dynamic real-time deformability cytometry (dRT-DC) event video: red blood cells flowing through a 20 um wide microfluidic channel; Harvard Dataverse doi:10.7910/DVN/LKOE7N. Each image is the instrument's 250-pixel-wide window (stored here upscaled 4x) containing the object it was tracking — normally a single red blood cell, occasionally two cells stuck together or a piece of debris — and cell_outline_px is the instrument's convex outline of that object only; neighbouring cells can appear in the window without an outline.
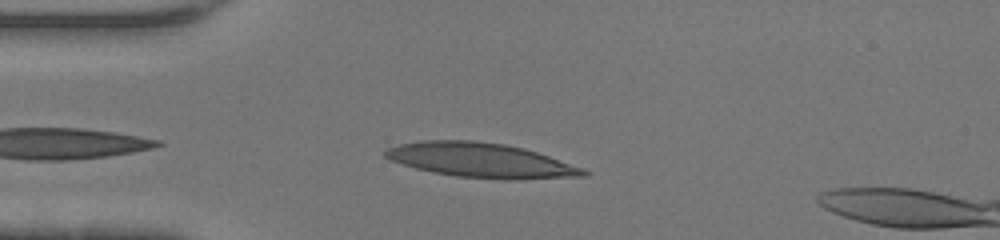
{"species": "human", "species_latin": "Homo sapiens", "temperature_condition": "warm", "stored_images_in_passage": 33, "camera_frame_rate_fps": 3000, "um_per_image_px": 0.085, "donor": {"sex": "female"}, "frame": {"image": 1, "passage_image": 2, "time_ms": 0.333, "image_size_px": [1000, 240], "cell_outline_px": [[592, 172], [588, 176], [516, 180], [512, 180], [456, 176], [432, 172], [416, 168], [392, 160], [384, 156], [384, 152], [388, 148], [400, 144], [420, 140], [472, 140], [504, 144], [524, 148], [584, 168]], "centroid_in_image_um": [40.93, 13.63], "position_along_channel_um": 44.1, "area_um2": 39.88}}
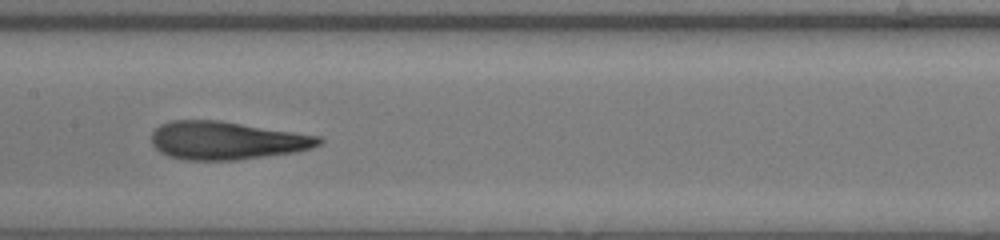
{"frame": {"image": 2, "passage_image": 13, "time_ms": 4.0, "image_size_px": [1000, 240], "cell_outline_px": [[324, 140], [320, 144], [312, 148], [296, 152], [236, 160], [188, 160], [168, 156], [160, 152], [152, 144], [152, 132], [160, 124], [168, 120], [220, 120], [320, 136]], "centroid_in_image_um": [19.26, 11.94], "position_along_channel_um": 188.1, "area_um2": 37.28}}
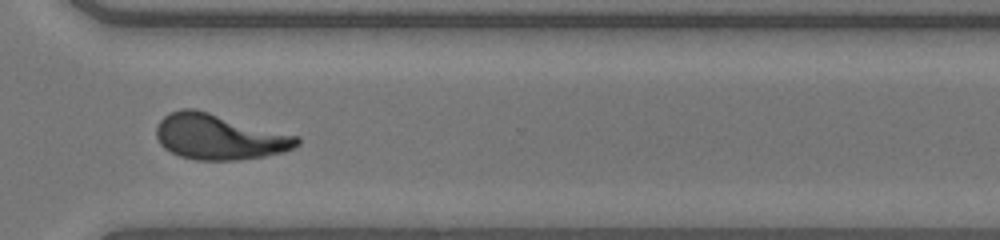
{"frame": {"image": 3, "passage_image": 24, "time_ms": 7.667, "image_size_px": [1000, 240], "cell_outline_px": [[300, 144], [284, 152], [264, 156], [236, 160], [196, 160], [180, 156], [164, 148], [160, 144], [156, 136], [156, 124], [164, 116], [180, 108], [196, 108], [300, 136]], "centroid_in_image_um": [18.64, 11.62], "position_along_channel_um": 352.0, "area_um2": 37.63}, "authors_computed_cell_mechanics": {"area_um2": 37.1076, "velocity_mm_per_s": 4.4571, "shape_relaxation_time_tau1_ms": 4.6844, "shape_relaxation_time_tau2_ms": 1.0188, "deformation_change_tau1": 0.2528, "deformation_change_tau2": 0.0883}}